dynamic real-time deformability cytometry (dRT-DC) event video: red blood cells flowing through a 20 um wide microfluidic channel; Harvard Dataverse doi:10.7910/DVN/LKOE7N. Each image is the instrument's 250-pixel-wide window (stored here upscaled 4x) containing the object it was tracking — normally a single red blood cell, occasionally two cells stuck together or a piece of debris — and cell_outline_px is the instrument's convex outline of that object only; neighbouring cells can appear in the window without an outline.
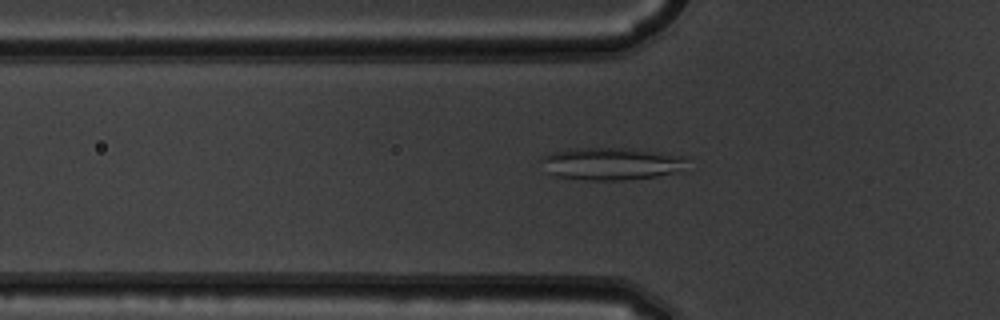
{"species": "common noctule bat (a hibernating species)", "species_latin": "Nyctalus noctula", "temperature_condition": "warm", "stored_images_in_passage": 48, "camera_frame_rate_fps": 3000, "um_per_image_px": 0.085, "animal": {"sex": "male", "body_mass_g": 19.5, "forearm_length_mm": 54.6}, "frame": {"image": 1, "passage_image": 18, "time_ms": 5.667, "image_size_px": [1000, 320], "cell_outline_px": [[692, 156], [688, 160], [672, 172], [656, 176], [624, 180], [588, 180], [556, 176], [544, 172], [540, 160], [544, 156], [552, 152], [572, 148], [628, 148]], "centroid_in_image_um": [51.89, 13.9], "position_along_channel_um": 73.9, "area_um2": 27.57}}
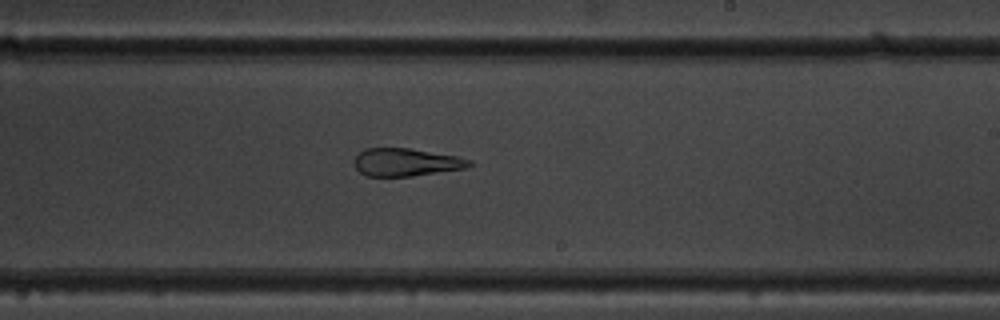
{"frame": {"image": 2, "passage_image": 32, "time_ms": 10.333, "image_size_px": [1000, 320], "cell_outline_px": [[476, 164], [464, 168], [412, 176], [364, 176], [356, 168], [356, 156], [364, 148], [408, 148], [456, 156], [472, 160]], "centroid_in_image_um": [34.53, 13.79], "position_along_channel_um": 254.5, "area_um2": 18.5}}
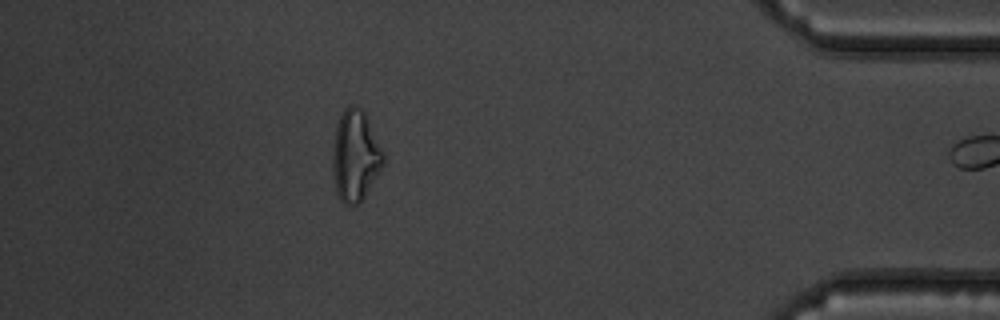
{"frame": {"image": 3, "passage_image": 47, "time_ms": 15.333, "image_size_px": [1000, 320], "cell_outline_px": [[384, 164], [360, 204], [344, 204], [340, 200], [336, 192], [332, 168], [332, 152], [336, 124], [344, 108], [348, 104], [356, 104], [364, 112], [384, 152]], "centroid_in_image_um": [30.19, 13.23], "position_along_channel_um": 405.0, "area_um2": 27.11}}